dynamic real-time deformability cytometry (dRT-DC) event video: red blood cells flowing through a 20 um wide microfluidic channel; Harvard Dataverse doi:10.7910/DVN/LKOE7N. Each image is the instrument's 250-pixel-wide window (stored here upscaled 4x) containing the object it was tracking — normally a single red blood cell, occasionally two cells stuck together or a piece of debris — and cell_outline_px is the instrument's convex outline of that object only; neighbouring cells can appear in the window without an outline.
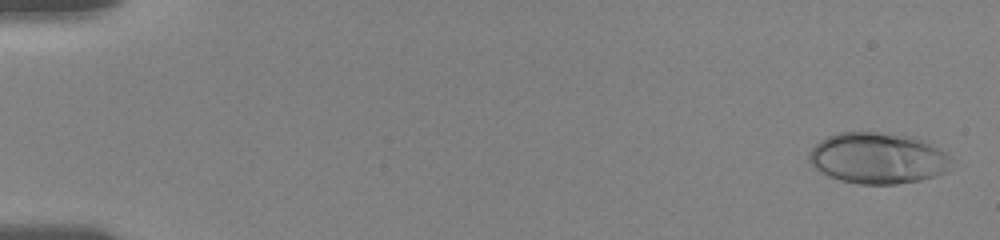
{"species": "human", "species_latin": "Homo sapiens", "temperature_condition": "room temperature", "stored_images_in_passage": 33, "camera_frame_rate_fps": 3000, "um_per_image_px": 0.085, "donor": {"sex": "female"}, "frame": {"image": 1, "passage_image": 2, "time_ms": 0.333, "image_size_px": [1000, 240], "cell_outline_px": [[956, 160], [948, 172], [936, 176], [920, 180], [896, 184], [860, 184], [840, 180], [828, 176], [812, 168], [808, 160], [808, 156], [812, 148], [820, 140], [828, 136], [840, 132], [880, 132], [916, 136], [940, 148]], "centroid_in_image_um": [74.67, 13.44], "position_along_channel_um": 10.3, "area_um2": 43.29}}
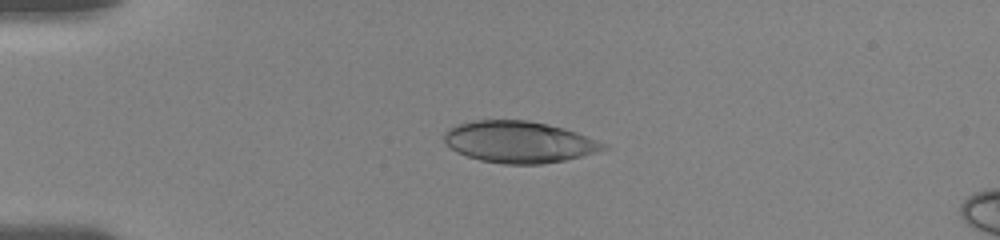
{"frame": {"image": 2, "passage_image": 25, "time_ms": 4.333, "image_size_px": [1000, 240], "cell_outline_px": [[612, 148], [564, 160], [544, 164], [504, 164], [480, 160], [456, 152], [444, 140], [444, 132], [448, 128], [456, 124], [472, 120], [528, 120], [548, 124], [564, 128], [576, 132], [608, 144]], "centroid_in_image_um": [44.13, 12.06], "position_along_channel_um": 40.9, "area_um2": 38.73}}